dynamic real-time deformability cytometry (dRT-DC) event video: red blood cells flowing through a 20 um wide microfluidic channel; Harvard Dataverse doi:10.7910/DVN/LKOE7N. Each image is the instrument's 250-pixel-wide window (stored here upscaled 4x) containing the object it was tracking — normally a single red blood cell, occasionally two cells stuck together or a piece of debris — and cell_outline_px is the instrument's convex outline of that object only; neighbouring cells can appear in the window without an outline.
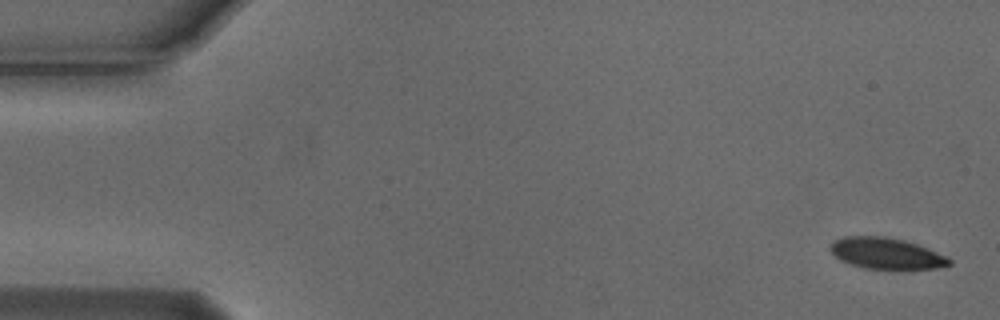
{"species": "Egyptian fruit bat (a non-hibernating species)", "species_latin": "Rousettus aegyptiacus", "temperature_condition": "cold", "stored_images_in_passage": 10, "camera_frame_rate_fps": 3000, "um_per_image_px": 0.085, "animal": {"sex": "male"}, "frame": {"image": 1, "passage_image": 1, "time_ms": 0.0, "image_size_px": [1000, 320], "cell_outline_px": [[952, 264], [936, 268], [864, 268], [840, 260], [828, 248], [832, 240], [844, 236], [880, 236], [904, 240], [928, 248], [948, 256], [952, 260]], "centroid_in_image_um": [75.32, 21.52], "position_along_channel_um": 9.7, "area_um2": 21.44}}